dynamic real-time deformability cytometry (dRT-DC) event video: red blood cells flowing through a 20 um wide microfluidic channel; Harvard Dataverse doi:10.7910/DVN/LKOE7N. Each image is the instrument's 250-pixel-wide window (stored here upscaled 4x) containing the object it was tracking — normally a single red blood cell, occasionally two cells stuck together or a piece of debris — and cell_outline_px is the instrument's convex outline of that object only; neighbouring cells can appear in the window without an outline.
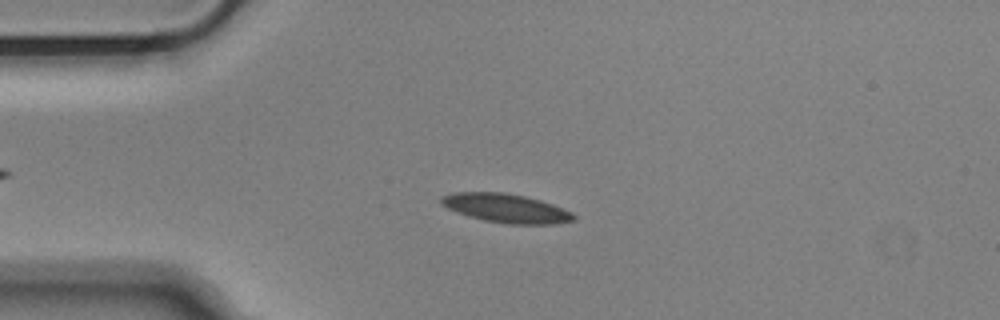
{"species": "Egyptian fruit bat (a non-hibernating species)", "species_latin": "Rousettus aegyptiacus", "temperature_condition": "cold", "stored_images_in_passage": 54, "camera_frame_rate_fps": 3000, "um_per_image_px": 0.085, "animal": {"sex": "male"}, "frame": {"image": 1, "passage_image": 12, "time_ms": 3.667, "image_size_px": [1000, 320], "cell_outline_px": [[576, 220], [556, 224], [508, 224], [484, 220], [468, 216], [456, 212], [440, 204], [440, 196], [452, 192], [504, 192], [524, 196], [540, 200], [552, 204], [572, 212], [576, 216]], "centroid_in_image_um": [43.0, 17.7], "position_along_channel_um": 42.0, "area_um2": 22.43}}
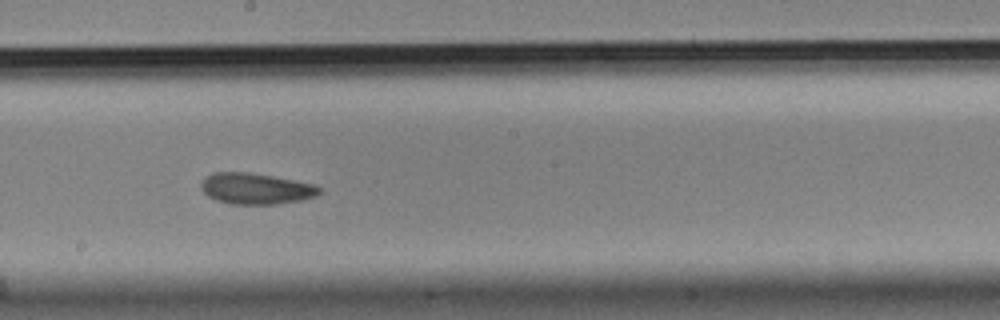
{"frame": {"image": 2, "passage_image": 29, "time_ms": 9.333, "image_size_px": [1000, 320], "cell_outline_px": [[320, 192], [316, 196], [304, 200], [276, 204], [232, 204], [216, 200], [208, 196], [200, 188], [200, 184], [212, 172], [248, 172], [272, 176], [316, 184], [320, 188]], "centroid_in_image_um": [21.77, 16.04], "position_along_channel_um": 226.4, "area_um2": 21.44}}
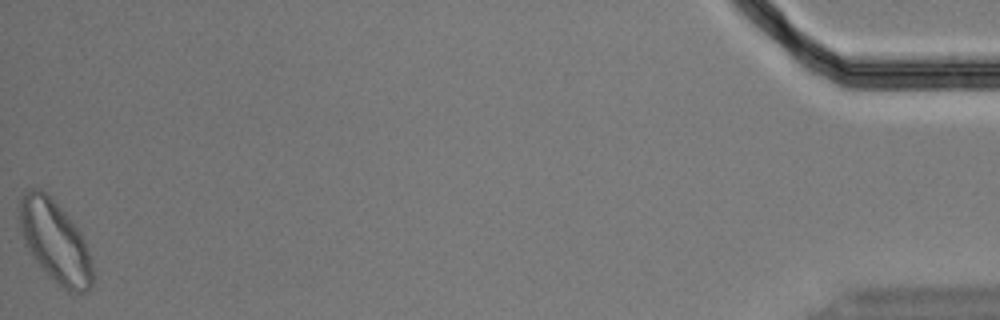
{"frame": {"image": 3, "passage_image": 54, "time_ms": 17.667, "image_size_px": [1000, 320], "cell_outline_px": [[92, 284], [84, 292], [68, 292], [48, 276], [36, 260], [28, 248], [24, 240], [20, 228], [20, 200], [24, 192], [32, 188], [40, 188], [64, 212], [80, 232], [84, 240], [92, 264]], "centroid_in_image_um": [4.68, 20.55], "position_along_channel_um": 430.5, "area_um2": 33.93}, "authors_computed_cell_mechanics": {"area_um2": 21.7039, "velocity_mm_per_s": 3.6294, "shape_relaxation_time_tau1_ms": 5.8455, "shape_relaxation_time_tau2_ms": 5.5347, "deformation_change_tau1": 0.1123, "deformation_change_tau2": 0.1051}}